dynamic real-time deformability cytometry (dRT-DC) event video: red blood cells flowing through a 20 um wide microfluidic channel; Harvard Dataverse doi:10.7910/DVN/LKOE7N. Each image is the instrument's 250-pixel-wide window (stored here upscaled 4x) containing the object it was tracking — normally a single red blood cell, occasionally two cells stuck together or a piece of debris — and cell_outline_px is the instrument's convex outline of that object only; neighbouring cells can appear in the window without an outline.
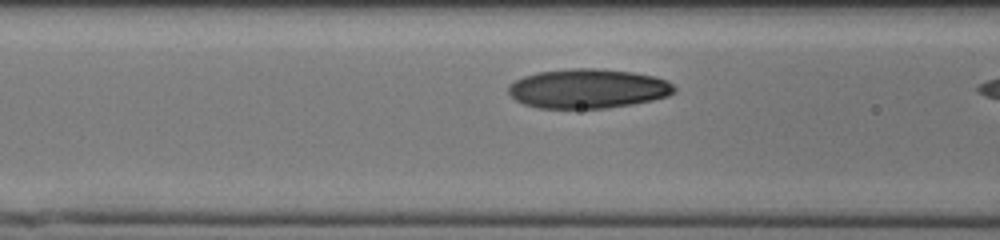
{"species": "human", "species_latin": "Homo sapiens", "temperature_condition": "cold", "stored_images_in_passage": 9, "camera_frame_rate_fps": 3000, "um_per_image_px": 0.085, "donor": {"sex": "male"}, "frame": {"image": 1, "passage_image": 7, "time_ms": 2.0, "image_size_px": [1000, 240], "cell_outline_px": [[676, 92], [668, 96], [652, 100], [632, 104], [604, 108], [540, 108], [524, 104], [516, 100], [508, 92], [508, 84], [524, 76], [536, 72], [572, 68], [600, 68], [632, 72], [652, 76], [668, 80], [676, 88]], "centroid_in_image_um": [49.98, 7.52], "position_along_channel_um": 116.6, "area_um2": 38.21}}